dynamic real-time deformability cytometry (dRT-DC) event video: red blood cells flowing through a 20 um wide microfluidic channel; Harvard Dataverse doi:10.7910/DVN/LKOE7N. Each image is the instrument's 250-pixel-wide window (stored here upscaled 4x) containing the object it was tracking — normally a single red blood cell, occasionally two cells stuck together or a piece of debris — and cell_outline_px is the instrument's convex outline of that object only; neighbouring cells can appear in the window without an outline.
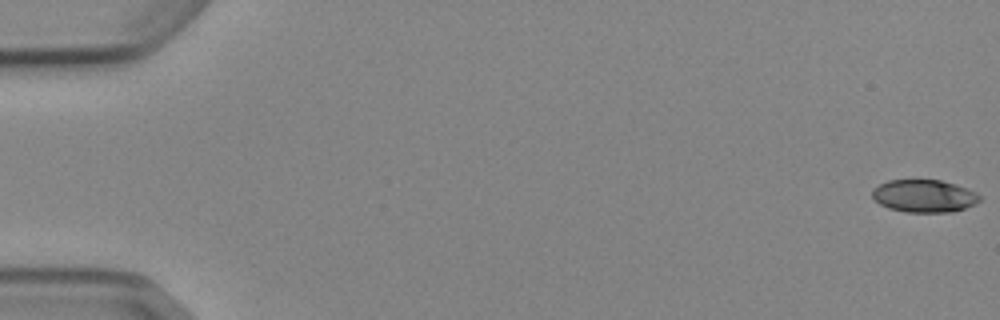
{"species": "Egyptian fruit bat (a non-hibernating species)", "species_latin": "Rousettus aegyptiacus", "temperature_condition": "cold", "stored_images_in_passage": 5, "camera_frame_rate_fps": 3000, "um_per_image_px": 0.085, "animal": {"sex": "female"}, "frame": {"image": 1, "passage_image": 1, "time_ms": 0.0, "image_size_px": [1000, 320], "cell_outline_px": [[980, 200], [964, 208], [952, 212], [908, 212], [888, 208], [880, 204], [872, 196], [872, 188], [888, 180], [940, 180], [956, 184], [968, 188], [976, 192], [980, 196]], "centroid_in_image_um": [78.54, 16.65], "position_along_channel_um": 6.5, "area_um2": 20.35}}
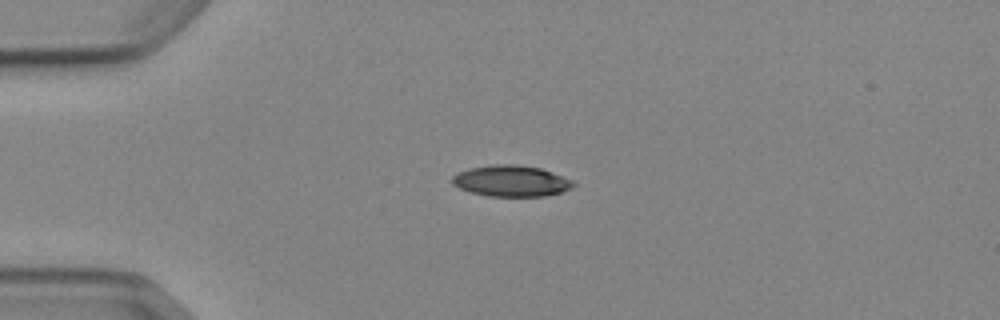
{"frame": {"image": 2, "passage_image": 4, "time_ms": 4.333, "image_size_px": [1000, 320], "cell_outline_px": [[576, 184], [572, 188], [560, 192], [544, 196], [488, 196], [472, 192], [460, 188], [452, 184], [452, 176], [468, 168], [496, 164], [516, 164], [540, 168], [552, 172], [572, 180]], "centroid_in_image_um": [43.46, 15.38], "position_along_channel_um": 41.5, "area_um2": 21.85}}